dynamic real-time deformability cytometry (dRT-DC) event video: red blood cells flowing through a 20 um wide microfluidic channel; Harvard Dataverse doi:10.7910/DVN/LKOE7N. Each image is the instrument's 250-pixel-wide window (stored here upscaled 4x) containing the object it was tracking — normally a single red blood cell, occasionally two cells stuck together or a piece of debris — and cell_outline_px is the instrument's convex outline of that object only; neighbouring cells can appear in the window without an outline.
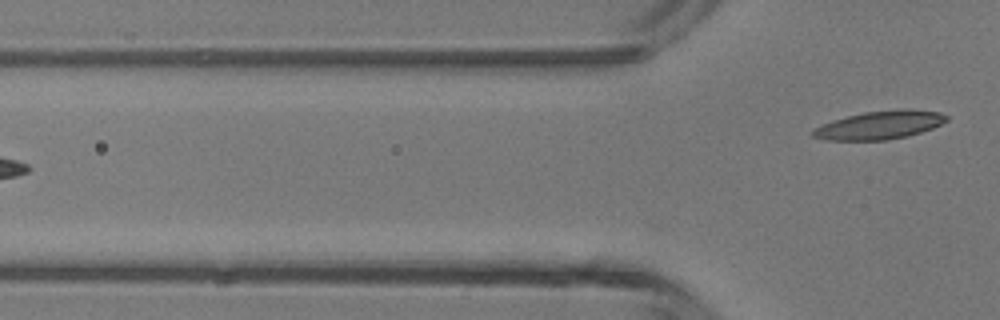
{"species": "common noctule bat (a hibernating species)", "species_latin": "Nyctalus noctula", "temperature_condition": "room temperature", "stored_images_in_passage": 2, "camera_frame_rate_fps": 3000, "um_per_image_px": 0.085, "animal": {"sex": "male", "body_mass_g": 13.3}, "frame": {"image": 1, "passage_image": 2, "time_ms": 0.333, "image_size_px": [1000, 320], "cell_outline_px": [[948, 120], [932, 128], [908, 136], [884, 140], [824, 140], [812, 136], [812, 128], [832, 120], [864, 112], [908, 108], [940, 112], [948, 116]], "centroid_in_image_um": [74.76, 10.62], "position_along_channel_um": 51.0, "area_um2": 22.08}}